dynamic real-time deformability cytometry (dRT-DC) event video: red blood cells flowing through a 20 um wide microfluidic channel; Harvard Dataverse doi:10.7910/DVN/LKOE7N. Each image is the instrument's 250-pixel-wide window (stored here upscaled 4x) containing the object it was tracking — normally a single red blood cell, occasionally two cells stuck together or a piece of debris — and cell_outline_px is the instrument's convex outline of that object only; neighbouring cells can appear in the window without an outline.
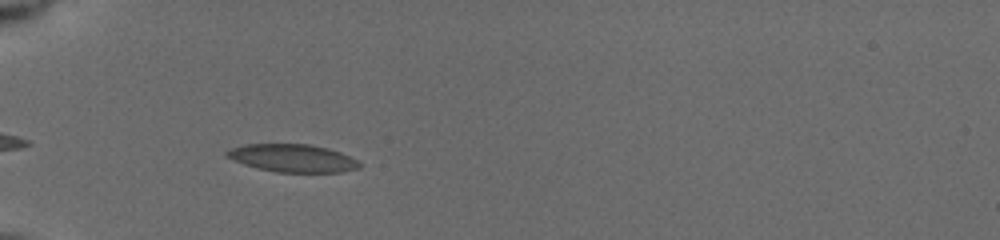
{"species": "common noctule bat (a hibernating species)", "species_latin": "Nyctalus noctula", "temperature_condition": "cold", "stored_images_in_passage": 43, "camera_frame_rate_fps": 3000, "um_per_image_px": 0.085, "animal": {"sex": "female", "body_mass_g": 19.5, "forearm_length_mm": 54.1}, "frame": {"image": 1, "passage_image": 8, "time_ms": 1.333, "image_size_px": [1000, 240], "cell_outline_px": [[360, 168], [340, 172], [276, 172], [244, 164], [232, 160], [224, 156], [224, 152], [232, 148], [244, 144], [308, 144], [328, 148], [340, 152], [356, 160], [360, 164]], "centroid_in_image_um": [24.84, 13.43], "position_along_channel_um": 60.2, "area_um2": 21.39}}
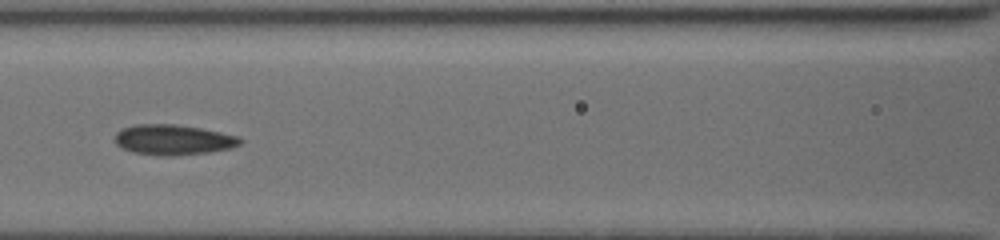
{"frame": {"image": 2, "passage_image": 25, "time_ms": 4.0, "image_size_px": [1000, 240], "cell_outline_px": [[244, 140], [240, 144], [232, 148], [208, 152], [176, 156], [164, 156], [132, 152], [116, 144], [112, 140], [116, 132], [124, 128], [136, 124], [176, 124], [200, 128], [240, 136]], "centroid_in_image_um": [14.73, 11.88], "position_along_channel_um": 151.9, "area_um2": 22.31}}
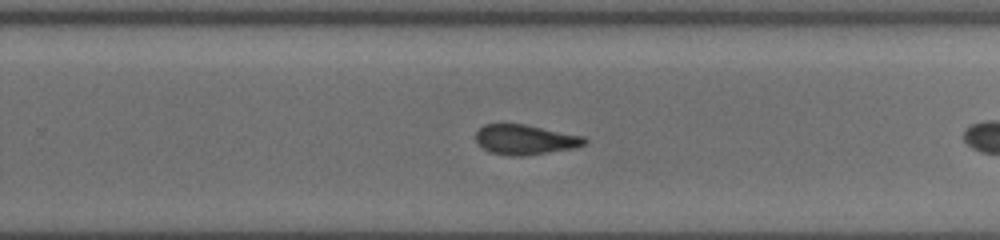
{"frame": {"image": 3, "passage_image": 39, "time_ms": 6.333, "image_size_px": [1000, 240], "cell_outline_px": [[588, 140], [584, 144], [576, 148], [524, 156], [508, 156], [488, 152], [476, 140], [476, 132], [484, 124], [524, 124], [584, 136]], "centroid_in_image_um": [44.65, 11.88], "position_along_channel_um": 285.1, "area_um2": 19.02}}